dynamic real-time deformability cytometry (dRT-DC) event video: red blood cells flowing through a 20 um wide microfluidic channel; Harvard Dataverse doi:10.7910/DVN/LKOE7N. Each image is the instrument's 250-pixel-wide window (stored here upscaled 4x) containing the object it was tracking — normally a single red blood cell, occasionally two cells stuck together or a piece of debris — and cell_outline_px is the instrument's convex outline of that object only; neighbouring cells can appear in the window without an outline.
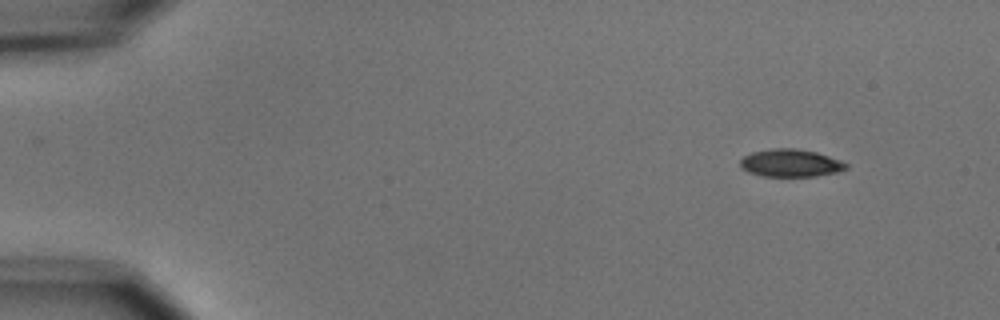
{"species": "common noctule bat (a hibernating species)", "species_latin": "Nyctalus noctula", "temperature_condition": "cold", "stored_images_in_passage": 6, "camera_frame_rate_fps": 3000, "um_per_image_px": 0.085, "animal": {"sex": "male", "body_mass_g": 15.6}, "frame": {"image": 1, "passage_image": 1, "time_ms": 0.0, "image_size_px": [1000, 320], "cell_outline_px": [[848, 168], [836, 172], [816, 176], [764, 176], [748, 172], [740, 168], [740, 160], [744, 156], [752, 152], [772, 148], [796, 148], [816, 152], [840, 160], [848, 164]], "centroid_in_image_um": [67.18, 13.85], "position_along_channel_um": 17.8, "area_um2": 17.05}}
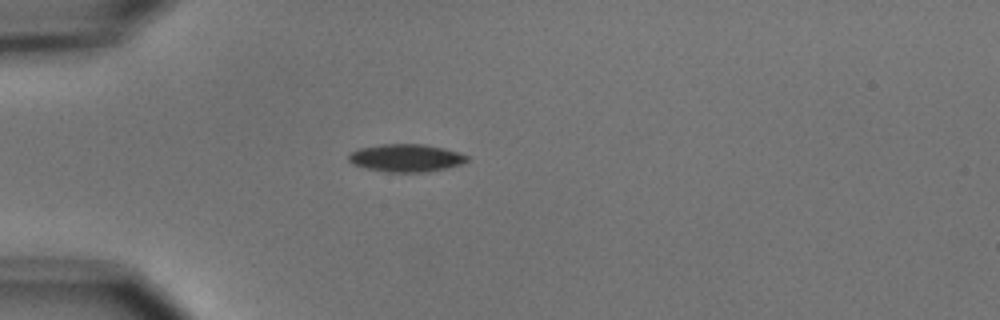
{"frame": {"image": 2, "passage_image": 3, "time_ms": 3.333, "image_size_px": [1000, 320], "cell_outline_px": [[468, 160], [460, 164], [448, 168], [428, 172], [388, 172], [364, 168], [352, 164], [348, 160], [348, 156], [356, 148], [380, 144], [424, 144], [444, 148], [468, 156]], "centroid_in_image_um": [34.47, 13.42], "position_along_channel_um": 50.5, "area_um2": 19.25}}
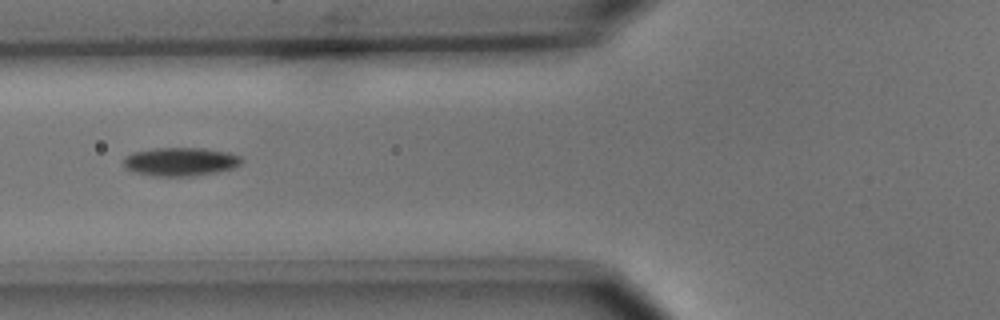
{"frame": {"image": 3, "passage_image": 5, "time_ms": 5.333, "image_size_px": [1000, 320], "cell_outline_px": [[244, 160], [240, 164], [232, 168], [216, 172], [192, 176], [156, 176], [132, 172], [124, 168], [124, 156], [132, 152], [152, 148], [204, 148], [228, 152], [240, 156]], "centroid_in_image_um": [15.3, 13.74], "position_along_channel_um": 110.5, "area_um2": 19.77}}